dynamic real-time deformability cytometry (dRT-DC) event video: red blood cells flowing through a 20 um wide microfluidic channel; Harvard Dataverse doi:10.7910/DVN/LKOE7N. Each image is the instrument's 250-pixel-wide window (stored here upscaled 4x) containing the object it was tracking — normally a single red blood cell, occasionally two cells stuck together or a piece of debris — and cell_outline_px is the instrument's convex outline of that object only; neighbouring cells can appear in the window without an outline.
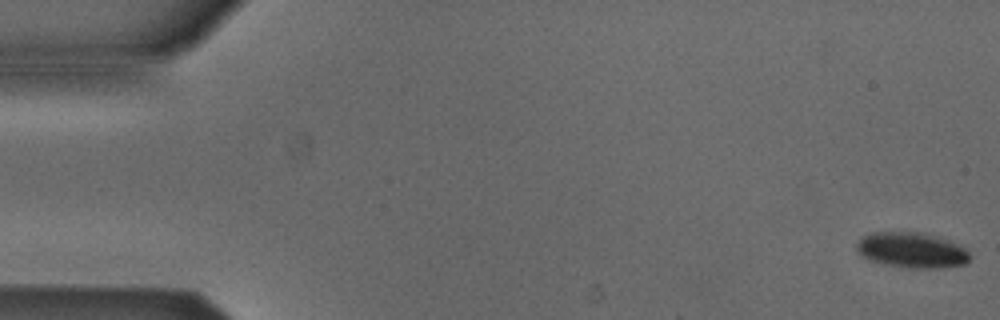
{"species": "Egyptian fruit bat (a non-hibernating species)", "species_latin": "Rousettus aegyptiacus", "temperature_condition": "cold", "stored_images_in_passage": 17, "camera_frame_rate_fps": 3000, "um_per_image_px": 0.085, "animal": {"sex": "male"}, "frame": {"image": 1, "passage_image": 1, "time_ms": 0.0, "image_size_px": [1000, 320], "cell_outline_px": [[968, 260], [964, 264], [940, 268], [908, 268], [888, 264], [872, 260], [864, 256], [856, 248], [856, 244], [864, 236], [872, 232], [924, 232], [948, 240], [964, 248], [968, 252]], "centroid_in_image_um": [77.51, 21.25], "position_along_channel_um": 7.5, "area_um2": 22.95}}
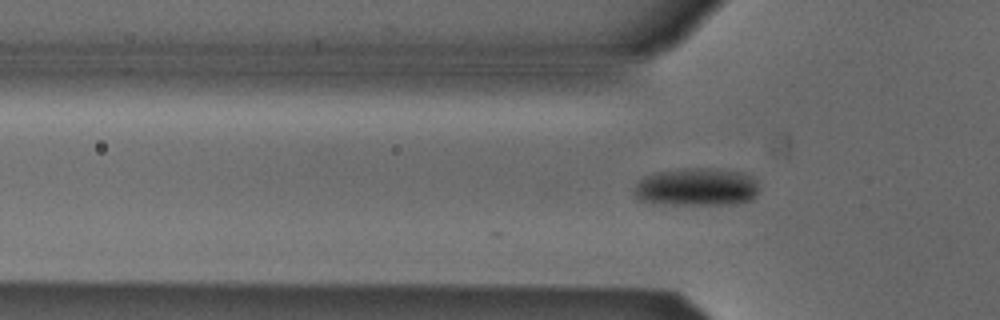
{"frame": {"image": 2, "passage_image": 17, "time_ms": 5.333, "image_size_px": [1000, 320], "cell_outline_px": [[756, 196], [752, 200], [736, 204], [652, 204], [636, 200], [632, 192], [636, 184], [644, 176], [652, 172], [680, 168], [712, 168], [744, 172], [752, 176], [756, 180]], "centroid_in_image_um": [59.14, 15.89], "position_along_channel_um": 66.7, "area_um2": 28.26}}